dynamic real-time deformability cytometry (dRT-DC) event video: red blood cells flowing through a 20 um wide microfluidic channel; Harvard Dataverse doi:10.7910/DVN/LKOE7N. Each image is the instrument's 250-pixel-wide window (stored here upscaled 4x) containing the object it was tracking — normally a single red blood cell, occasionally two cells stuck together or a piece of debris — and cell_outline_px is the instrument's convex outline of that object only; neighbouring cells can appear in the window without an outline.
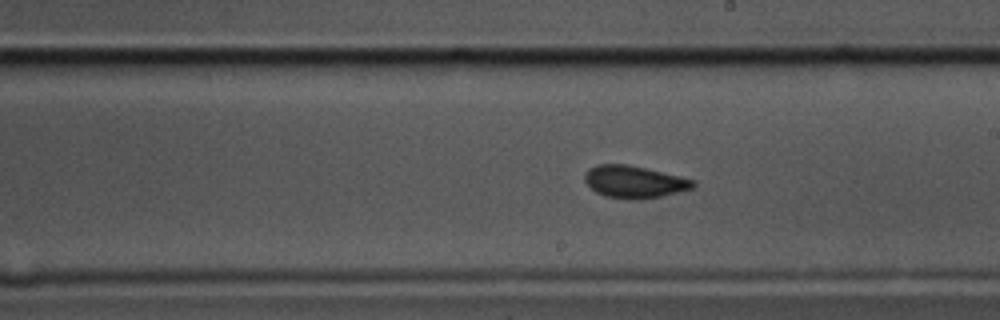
{"species": "common noctule bat (a hibernating species)", "species_latin": "Nyctalus noctula", "temperature_condition": "cold", "stored_images_in_passage": 45, "camera_frame_rate_fps": 3000, "um_per_image_px": 0.085, "animal": {"sex": "male", "body_mass_g": 17.5, "forearm_length_mm": 52.3}, "frame": {"image": 1, "passage_image": 20, "time_ms": 6.333, "image_size_px": [1000, 320], "cell_outline_px": [[696, 184], [692, 188], [660, 196], [640, 200], [628, 200], [604, 196], [596, 192], [584, 180], [584, 172], [588, 168], [596, 164], [628, 164], [696, 180]], "centroid_in_image_um": [53.87, 15.45], "position_along_channel_um": 235.1, "area_um2": 20.46}}
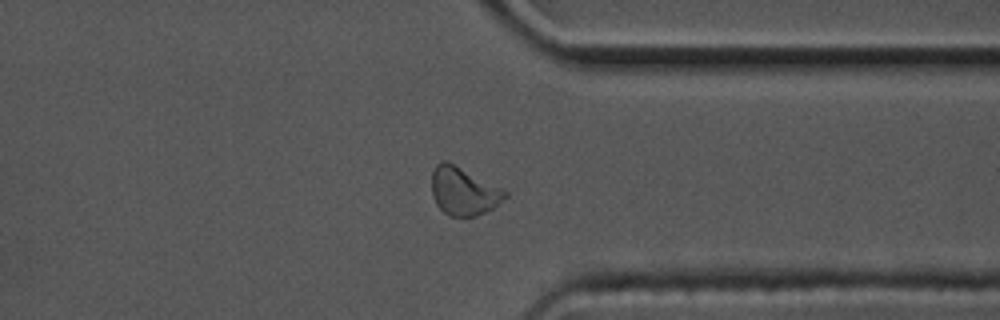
{"frame": {"image": 2, "passage_image": 32, "time_ms": 10.333, "image_size_px": [1000, 320], "cell_outline_px": [[508, 196], [492, 208], [476, 216], [448, 216], [436, 204], [432, 196], [432, 172], [436, 164], [444, 160], [448, 160], [504, 188], [508, 192]], "centroid_in_image_um": [39.41, 16.22], "position_along_channel_um": 372.0, "area_um2": 20.81}}
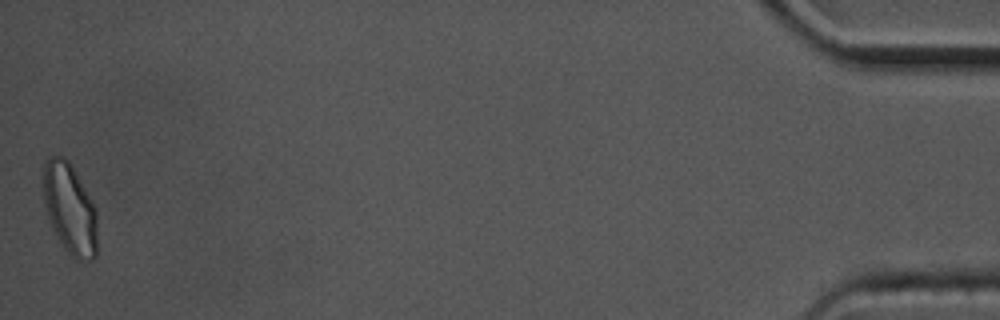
{"frame": {"image": 3, "passage_image": 45, "time_ms": 14.667, "image_size_px": [1000, 320], "cell_outline_px": [[96, 256], [92, 260], [76, 260], [64, 248], [48, 216], [44, 204], [44, 160], [48, 156], [64, 156], [72, 164], [96, 208]], "centroid_in_image_um": [5.94, 17.7], "position_along_channel_um": 429.3, "area_um2": 28.32}, "authors_computed_cell_mechanics": {"area_um2": 20.4612, "velocity_mm_per_s": 3.4727, "shape_relaxation_time_tau1_ms": 8.6917, "shape_relaxation_time_tau2_ms": 1.3258, "deformation_change_tau1": 0.1465, "deformation_change_tau2": 0.069}}